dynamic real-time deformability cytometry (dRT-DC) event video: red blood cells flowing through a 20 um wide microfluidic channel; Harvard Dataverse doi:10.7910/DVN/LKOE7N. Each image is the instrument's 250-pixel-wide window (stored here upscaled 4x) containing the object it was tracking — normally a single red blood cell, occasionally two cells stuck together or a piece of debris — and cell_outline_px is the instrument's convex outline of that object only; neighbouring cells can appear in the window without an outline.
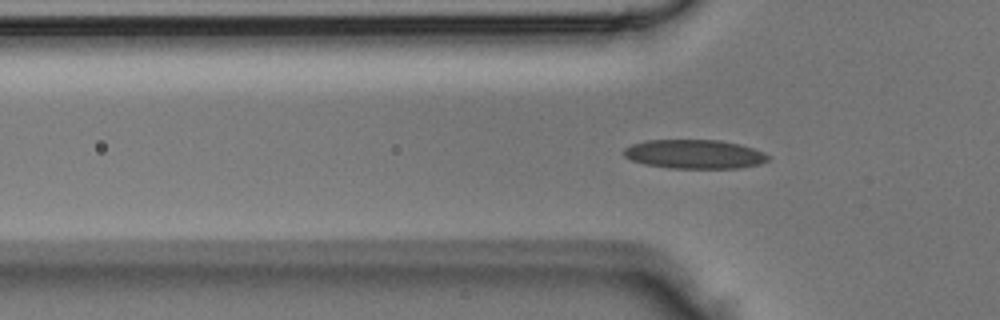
{"species": "Egyptian fruit bat (a non-hibernating species)", "species_latin": "Rousettus aegyptiacus", "temperature_condition": "room temperature", "stored_images_in_passage": 5, "segment_of_instrument_passage": [2, 2], "camera_frame_rate_fps": 3000, "um_per_image_px": 0.085, "animal": {"sex": "male"}, "frame": {"image": 1, "passage_image": 5, "time_ms": 1.333, "image_size_px": [1000, 320], "cell_outline_px": [[772, 156], [768, 160], [760, 164], [740, 168], [672, 168], [644, 164], [632, 160], [624, 156], [624, 148], [632, 144], [648, 140], [720, 140], [740, 144], [764, 152]], "centroid_in_image_um": [59.07, 13.1], "position_along_channel_um": 66.7, "area_um2": 24.45}}